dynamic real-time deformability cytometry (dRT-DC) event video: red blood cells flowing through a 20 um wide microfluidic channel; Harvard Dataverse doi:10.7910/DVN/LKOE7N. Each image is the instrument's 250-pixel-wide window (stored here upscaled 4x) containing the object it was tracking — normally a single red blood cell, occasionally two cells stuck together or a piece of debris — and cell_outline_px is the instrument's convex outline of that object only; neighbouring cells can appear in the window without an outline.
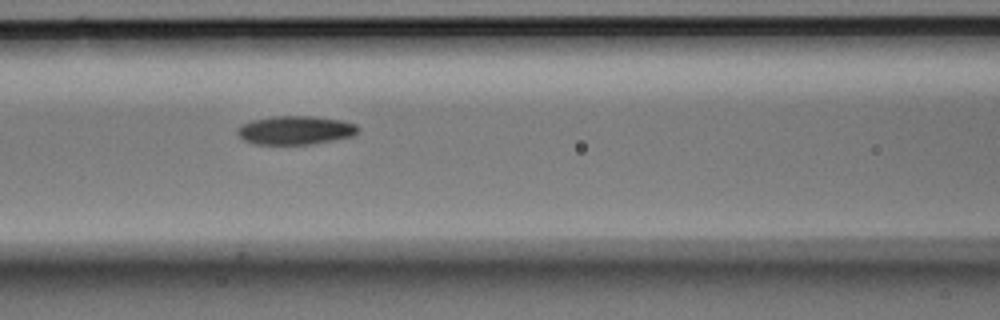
{"species": "Egyptian fruit bat (a non-hibernating species)", "species_latin": "Rousettus aegyptiacus", "temperature_condition": "room temperature", "stored_images_in_passage": 9, "camera_frame_rate_fps": 3000, "um_per_image_px": 0.085, "animal": {"sex": "male"}, "frame": {"image": 1, "passage_image": 6, "time_ms": 1.667, "image_size_px": [1000, 320], "cell_outline_px": [[360, 128], [352, 136], [312, 144], [256, 144], [244, 140], [236, 132], [236, 128], [240, 124], [252, 120], [276, 116], [312, 116], [340, 120], [356, 124]], "centroid_in_image_um": [25.08, 11.06], "position_along_channel_um": 141.5, "area_um2": 20.06}}
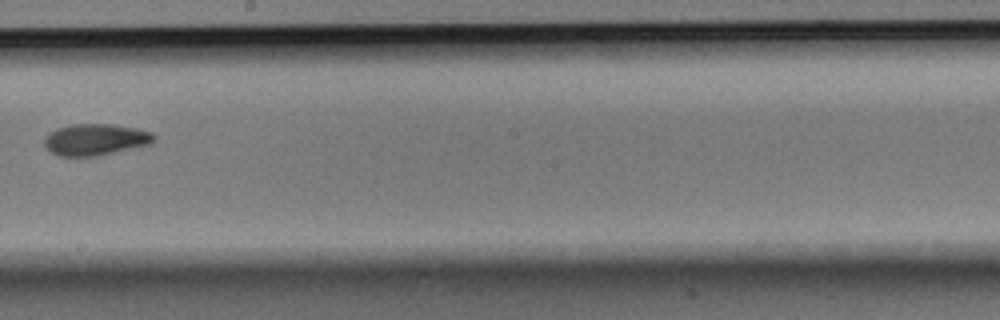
{"frame": {"image": 2, "passage_image": 8, "time_ms": 2.333, "image_size_px": [1000, 320], "cell_outline_px": [[156, 140], [148, 144], [100, 156], [60, 156], [48, 152], [44, 144], [44, 140], [56, 128], [72, 124], [112, 124], [140, 128], [152, 132], [156, 136]], "centroid_in_image_um": [8.14, 11.86], "position_along_channel_um": 240.1, "area_um2": 20.29}}
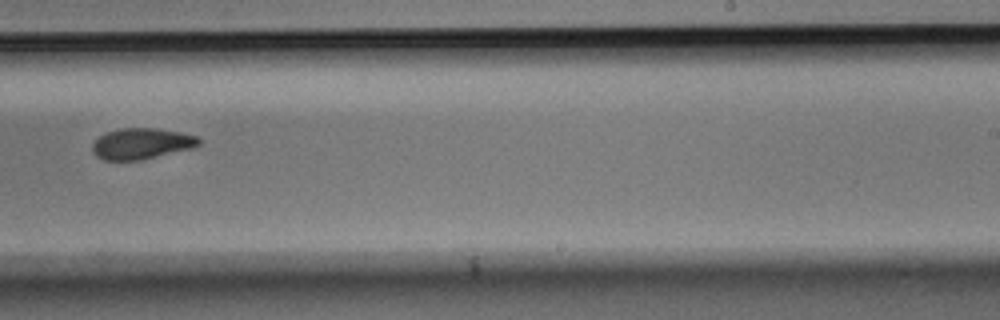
{"frame": {"image": 3, "passage_image": 9, "time_ms": 2.667, "image_size_px": [1000, 320], "cell_outline_px": [[200, 144], [192, 148], [144, 160], [104, 160], [96, 156], [92, 152], [92, 144], [100, 136], [108, 132], [120, 128], [156, 128], [180, 132], [196, 136], [200, 140]], "centroid_in_image_um": [12.03, 12.22], "position_along_channel_um": 277.0, "area_um2": 19.25}}